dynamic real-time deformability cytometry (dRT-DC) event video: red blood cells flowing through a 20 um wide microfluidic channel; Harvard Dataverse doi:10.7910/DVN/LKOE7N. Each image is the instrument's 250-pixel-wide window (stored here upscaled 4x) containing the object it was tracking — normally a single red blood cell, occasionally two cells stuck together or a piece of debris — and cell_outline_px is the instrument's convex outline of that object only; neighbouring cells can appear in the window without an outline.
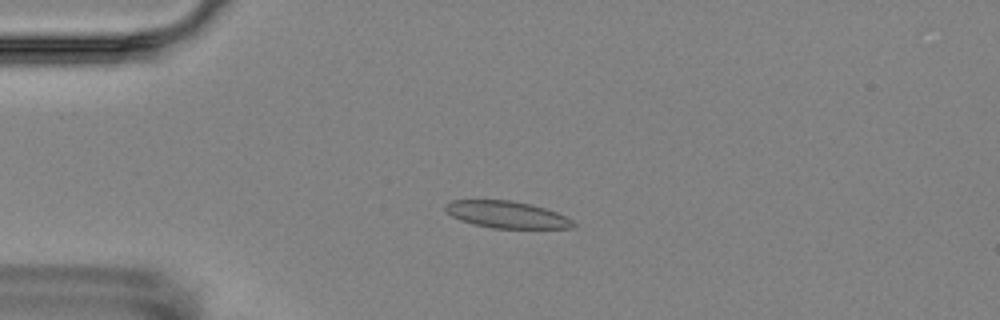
{"species": "Egyptian fruit bat (a non-hibernating species)", "species_latin": "Rousettus aegyptiacus", "temperature_condition": "room temperature", "stored_images_in_passage": 4, "camera_frame_rate_fps": 3000, "um_per_image_px": 0.085, "animal": {"sex": "female"}, "frame": {"image": 1, "passage_image": 3, "time_ms": 2.333, "image_size_px": [1000, 320], "cell_outline_px": [[576, 228], [492, 228], [472, 224], [460, 220], [452, 216], [444, 208], [444, 204], [452, 200], [512, 200], [532, 204], [556, 212], [572, 220], [576, 224]], "centroid_in_image_um": [43.06, 18.24], "position_along_channel_um": 41.9, "area_um2": 20.11}}